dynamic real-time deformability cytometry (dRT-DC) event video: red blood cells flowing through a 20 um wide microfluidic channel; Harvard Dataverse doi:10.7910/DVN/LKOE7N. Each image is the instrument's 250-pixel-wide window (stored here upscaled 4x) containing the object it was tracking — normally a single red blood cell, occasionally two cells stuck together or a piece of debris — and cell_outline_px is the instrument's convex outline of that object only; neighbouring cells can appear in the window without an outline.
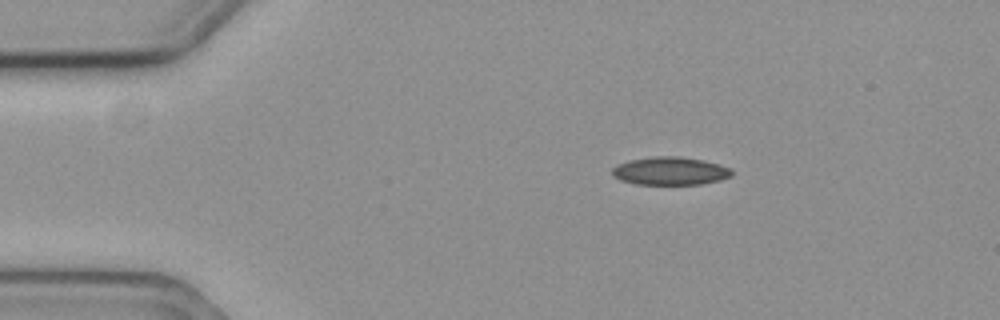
{"species": "common noctule bat (a hibernating species)", "species_latin": "Nyctalus noctula", "temperature_condition": "cold", "stored_images_in_passage": 49, "camera_frame_rate_fps": 3000, "um_per_image_px": 0.085, "animal": {"sex": "female", "body_mass_g": 19.3, "forearm_length_mm": 54.1}, "frame": {"image": 1, "passage_image": 1, "time_ms": 0.0, "image_size_px": [1000, 320], "cell_outline_px": [[732, 176], [720, 180], [700, 184], [636, 184], [620, 180], [612, 172], [612, 168], [616, 164], [628, 160], [652, 156], [680, 156], [704, 160], [720, 164], [732, 168]], "centroid_in_image_um": [56.98, 14.52], "position_along_channel_um": 28.0, "area_um2": 19.71}}
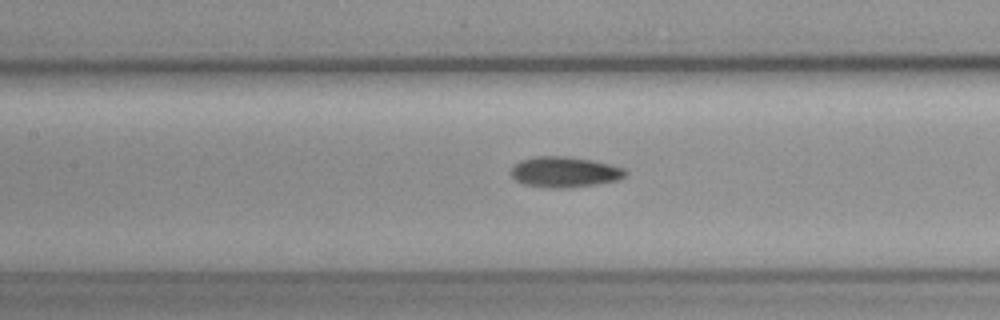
{"frame": {"image": 2, "passage_image": 17, "time_ms": 5.333, "image_size_px": [1000, 320], "cell_outline_px": [[628, 172], [624, 176], [616, 180], [596, 184], [568, 188], [552, 188], [524, 184], [516, 180], [512, 176], [512, 168], [520, 160], [532, 156], [564, 156], [592, 160], [612, 164], [624, 168]], "centroid_in_image_um": [48.0, 14.61], "position_along_channel_um": 159.4, "area_um2": 20.35}}
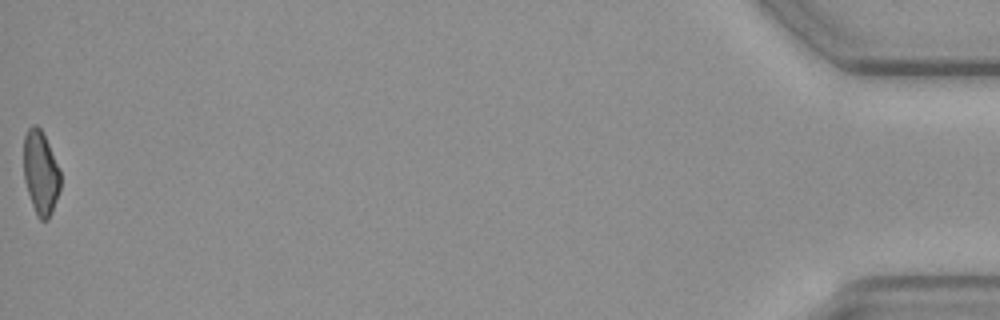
{"frame": {"image": 3, "passage_image": 49, "time_ms": 16.0, "image_size_px": [1000, 320], "cell_outline_px": [[60, 188], [52, 212], [48, 220], [40, 220], [36, 216], [24, 180], [24, 136], [28, 128], [32, 124], [36, 124], [40, 128], [48, 144], [60, 172]], "centroid_in_image_um": [3.44, 14.7], "position_along_channel_um": 431.8, "area_um2": 17.74}, "authors_computed_cell_mechanics": {"area_um2": 19.4786, "velocity_mm_per_s": 3.5688, "shape_relaxation_time_tau1_ms": null, "shape_relaxation_time_tau2_ms": 7.6507, "deformation_change_tau1": null, "deformation_change_tau2": 0.1431}}